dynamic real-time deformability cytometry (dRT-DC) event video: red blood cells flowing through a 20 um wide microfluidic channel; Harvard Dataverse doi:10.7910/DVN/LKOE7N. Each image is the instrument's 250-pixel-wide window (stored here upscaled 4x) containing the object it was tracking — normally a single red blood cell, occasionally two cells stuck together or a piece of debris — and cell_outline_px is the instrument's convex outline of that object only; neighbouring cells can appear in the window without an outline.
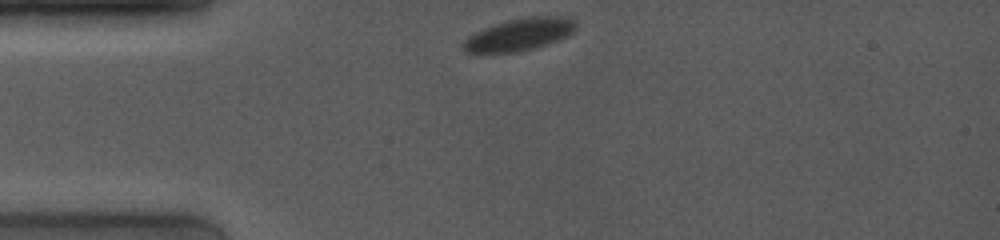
{"species": "common noctule bat (a hibernating species)", "species_latin": "Nyctalus noctula", "temperature_condition": "room temperature", "stored_images_in_passage": 30, "camera_frame_rate_fps": 4000, "um_per_image_px": 0.085, "animal": {"sex": "female", "body_mass_g": 19.0, "forearm_length_mm": 53.3}, "frame": {"image": 1, "passage_image": 1, "time_ms": 0.0, "image_size_px": [1000, 240], "cell_outline_px": [[576, 28], [572, 32], [556, 40], [532, 48], [516, 52], [464, 52], [460, 48], [460, 44], [468, 36], [484, 28], [508, 20], [528, 16], [564, 16], [576, 20]], "centroid_in_image_um": [44.11, 2.92], "position_along_channel_um": 40.9, "area_um2": 20.92}}
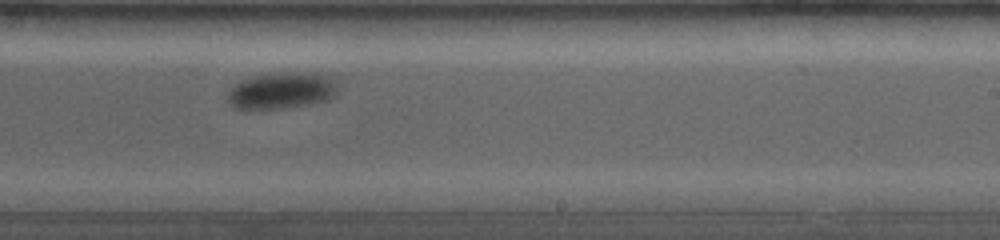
{"frame": {"image": 2, "passage_image": 18, "time_ms": 6.75, "image_size_px": [1000, 240], "cell_outline_px": [[336, 96], [328, 100], [308, 104], [284, 108], [232, 108], [228, 100], [228, 92], [240, 80], [256, 76], [296, 72], [312, 72], [328, 76], [336, 80]], "centroid_in_image_um": [23.98, 7.7], "position_along_channel_um": 265.0, "area_um2": 23.12}}
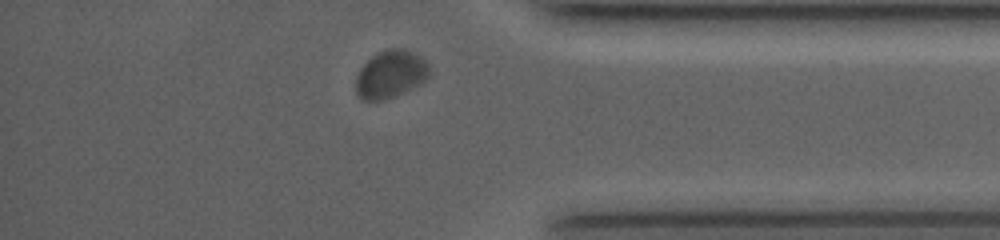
{"frame": {"image": 3, "passage_image": 28, "time_ms": 10.5, "image_size_px": [1000, 240], "cell_outline_px": [[428, 80], [396, 96], [384, 100], [360, 100], [356, 92], [356, 76], [360, 68], [372, 56], [388, 48], [404, 48], [420, 56], [428, 64]], "centroid_in_image_um": [33.19, 6.32], "position_along_channel_um": 402.0, "area_um2": 20.46}, "authors_computed_cell_mechanics": {"area_um2": 22.4842, "velocity_mm_per_s": 3.7181, "shape_relaxation_time_tau1_ms": 1.6443, "shape_relaxation_time_tau2_ms": null, "deformation_change_tau1": 0.0471, "deformation_change_tau2": null}}